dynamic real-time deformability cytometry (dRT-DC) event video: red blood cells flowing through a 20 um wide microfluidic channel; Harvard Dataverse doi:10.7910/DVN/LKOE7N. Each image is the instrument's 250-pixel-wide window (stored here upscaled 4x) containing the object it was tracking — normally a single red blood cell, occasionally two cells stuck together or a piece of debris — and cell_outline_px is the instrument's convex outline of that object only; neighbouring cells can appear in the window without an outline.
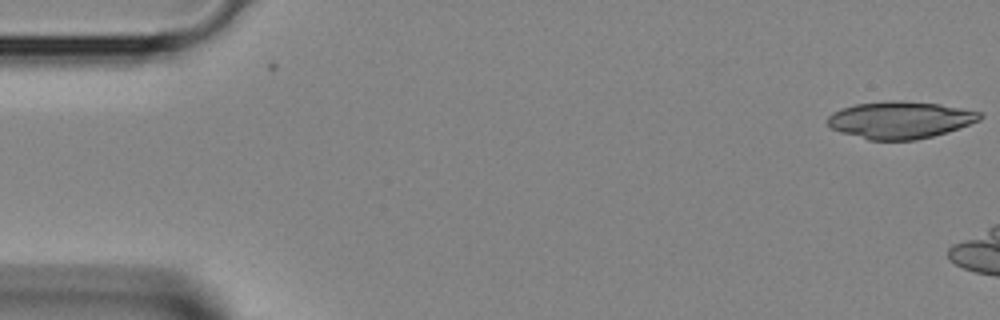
{"species": "Egyptian fruit bat (a non-hibernating species)", "species_latin": "Rousettus aegyptiacus", "temperature_condition": "room temperature", "stored_images_in_passage": 4, "segment_of_instrument_passage": [2, 2], "camera_frame_rate_fps": 3000, "um_per_image_px": 0.085, "animal": {"sex": "female"}, "frame": {"image": 1, "passage_image": 4, "time_ms": 1.0, "image_size_px": [1000, 320], "cell_outline_px": [[984, 116], [980, 120], [932, 136], [916, 140], [868, 140], [840, 132], [832, 128], [828, 124], [828, 116], [832, 112], [840, 108], [856, 104], [888, 100], [900, 100], [940, 104], [980, 112]], "centroid_in_image_um": [76.46, 10.18], "position_along_channel_um": 8.5, "area_um2": 32.83}}